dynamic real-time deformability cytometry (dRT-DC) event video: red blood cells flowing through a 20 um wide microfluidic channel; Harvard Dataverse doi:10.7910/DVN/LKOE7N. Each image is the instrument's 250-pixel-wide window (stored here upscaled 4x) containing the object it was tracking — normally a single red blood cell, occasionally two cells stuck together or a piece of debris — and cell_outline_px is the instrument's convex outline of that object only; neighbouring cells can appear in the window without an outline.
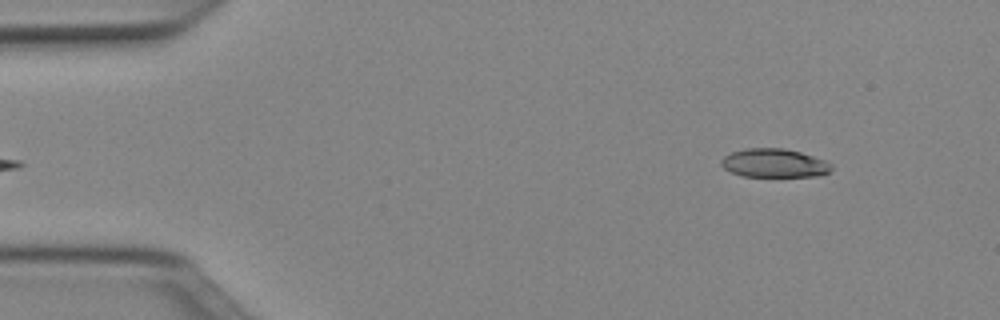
{"species": "Egyptian fruit bat (a non-hibernating species)", "species_latin": "Rousettus aegyptiacus", "temperature_condition": "cold", "stored_images_in_passage": 47, "camera_frame_rate_fps": 3000, "um_per_image_px": 0.085, "animal": {"sex": "female"}, "frame": {"image": 1, "passage_image": 2, "time_ms": 0.333, "image_size_px": [1000, 320], "cell_outline_px": [[832, 168], [828, 172], [820, 176], [740, 176], [724, 168], [720, 164], [720, 160], [724, 156], [732, 152], [744, 148], [784, 148], [800, 152], [824, 160], [832, 164]], "centroid_in_image_um": [65.79, 13.86], "position_along_channel_um": 19.2, "area_um2": 18.38}}
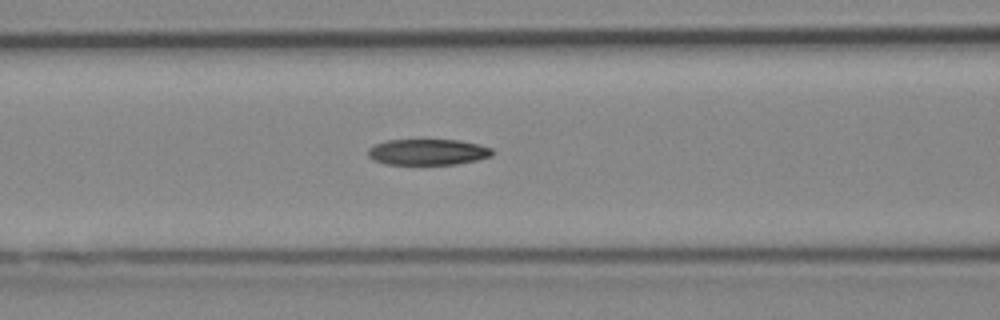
{"frame": {"image": 2, "passage_image": 17, "time_ms": 5.333, "image_size_px": [1000, 320], "cell_outline_px": [[496, 152], [492, 156], [476, 160], [456, 164], [384, 164], [372, 160], [368, 156], [368, 148], [376, 144], [388, 140], [460, 140], [492, 148]], "centroid_in_image_um": [36.37, 12.92], "position_along_channel_um": 130.2, "area_um2": 18.84}}
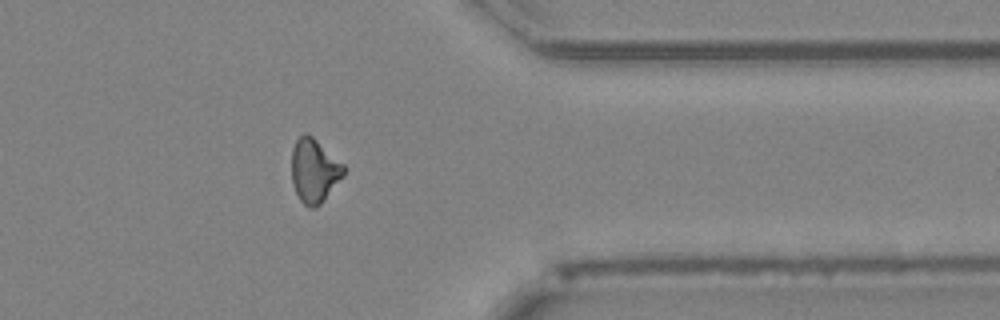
{"frame": {"image": 3, "passage_image": 37, "time_ms": 12.0, "image_size_px": [1000, 320], "cell_outline_px": [[348, 168], [344, 176], [320, 204], [316, 208], [308, 208], [300, 200], [292, 184], [292, 148], [296, 140], [304, 132], [308, 132], [344, 164]], "centroid_in_image_um": [26.73, 14.5], "position_along_channel_um": 384.7, "area_um2": 19.65}}